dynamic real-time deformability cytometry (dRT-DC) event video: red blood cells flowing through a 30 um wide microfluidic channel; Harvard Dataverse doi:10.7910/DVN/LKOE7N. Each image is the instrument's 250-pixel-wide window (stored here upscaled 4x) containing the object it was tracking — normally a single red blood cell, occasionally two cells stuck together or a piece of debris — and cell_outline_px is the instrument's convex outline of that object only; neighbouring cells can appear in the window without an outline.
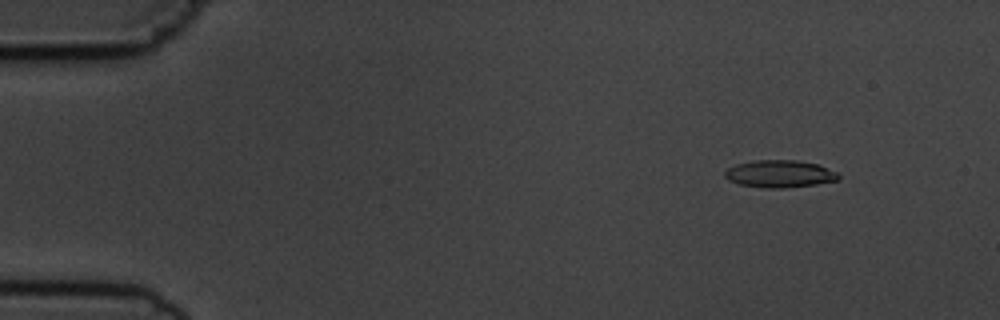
{"species": "common noctule bat (a hibernating species)", "species_latin": "Nyctalus noctula", "temperature_condition": "cold", "stored_images_in_passage": 3, "camera_frame_rate_fps": 3000, "um_per_image_px": 0.085, "animal": {"sex": "male", "body_mass_g": 19.5, "forearm_length_mm": 54.6}, "frame": {"image": 1, "passage_image": 1, "time_ms": 0.0, "image_size_px": [1000, 320], "cell_outline_px": [[840, 180], [816, 184], [784, 188], [768, 188], [740, 184], [728, 180], [724, 176], [724, 172], [728, 168], [736, 164], [756, 160], [796, 160], [816, 164], [840, 172]], "centroid_in_image_um": [66.31, 14.77], "position_along_channel_um": 18.7, "area_um2": 18.15}}
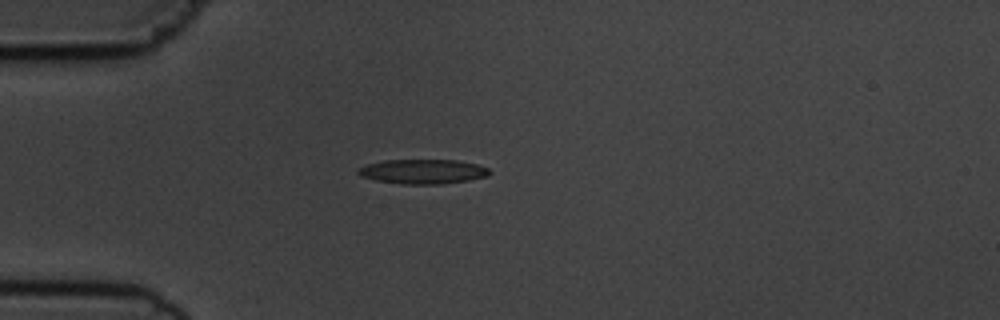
{"frame": {"image": 2, "passage_image": 3, "time_ms": 3.0, "image_size_px": [1000, 320], "cell_outline_px": [[492, 172], [488, 176], [468, 180], [444, 184], [400, 184], [376, 180], [360, 176], [356, 172], [360, 168], [368, 164], [384, 160], [456, 160], [476, 164], [488, 168]], "centroid_in_image_um": [35.96, 14.58], "position_along_channel_um": 49.0, "area_um2": 18.79}}